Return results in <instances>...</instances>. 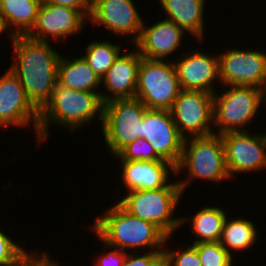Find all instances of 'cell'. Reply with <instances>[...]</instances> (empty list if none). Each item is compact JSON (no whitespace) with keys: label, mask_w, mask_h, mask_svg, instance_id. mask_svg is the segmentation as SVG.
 Listing matches in <instances>:
<instances>
[{"label":"cell","mask_w":266,"mask_h":266,"mask_svg":"<svg viewBox=\"0 0 266 266\" xmlns=\"http://www.w3.org/2000/svg\"><path fill=\"white\" fill-rule=\"evenodd\" d=\"M13 45V63L9 69L18 77L28 99L41 111L52 97L57 84L60 51L49 42L18 35Z\"/></svg>","instance_id":"1"},{"label":"cell","mask_w":266,"mask_h":266,"mask_svg":"<svg viewBox=\"0 0 266 266\" xmlns=\"http://www.w3.org/2000/svg\"><path fill=\"white\" fill-rule=\"evenodd\" d=\"M103 213L89 228L98 240L110 247L125 252L148 248L163 251L171 240L154 223L131 215L118 203L107 207Z\"/></svg>","instance_id":"2"},{"label":"cell","mask_w":266,"mask_h":266,"mask_svg":"<svg viewBox=\"0 0 266 266\" xmlns=\"http://www.w3.org/2000/svg\"><path fill=\"white\" fill-rule=\"evenodd\" d=\"M103 102L100 92L73 90L56 84L52 97L40 111L37 145L49 138V126L61 125L71 133L89 125L95 118L102 125Z\"/></svg>","instance_id":"3"},{"label":"cell","mask_w":266,"mask_h":266,"mask_svg":"<svg viewBox=\"0 0 266 266\" xmlns=\"http://www.w3.org/2000/svg\"><path fill=\"white\" fill-rule=\"evenodd\" d=\"M178 179L186 168V179L178 181L182 193L194 179L223 182L230 180L221 135L212 134L204 137H190L183 141L179 163L175 167Z\"/></svg>","instance_id":"4"},{"label":"cell","mask_w":266,"mask_h":266,"mask_svg":"<svg viewBox=\"0 0 266 266\" xmlns=\"http://www.w3.org/2000/svg\"><path fill=\"white\" fill-rule=\"evenodd\" d=\"M177 180L165 188L129 191L117 203L131 215L154 223L172 237L181 228V217L173 215L183 196Z\"/></svg>","instance_id":"5"},{"label":"cell","mask_w":266,"mask_h":266,"mask_svg":"<svg viewBox=\"0 0 266 266\" xmlns=\"http://www.w3.org/2000/svg\"><path fill=\"white\" fill-rule=\"evenodd\" d=\"M213 97L214 134L231 131H248L252 121L264 103V90L253 86H223ZM217 131V133H216Z\"/></svg>","instance_id":"6"},{"label":"cell","mask_w":266,"mask_h":266,"mask_svg":"<svg viewBox=\"0 0 266 266\" xmlns=\"http://www.w3.org/2000/svg\"><path fill=\"white\" fill-rule=\"evenodd\" d=\"M147 110L137 98L113 99L103 104L100 127L106 148L113 157L129 143L142 138L141 121Z\"/></svg>","instance_id":"7"},{"label":"cell","mask_w":266,"mask_h":266,"mask_svg":"<svg viewBox=\"0 0 266 266\" xmlns=\"http://www.w3.org/2000/svg\"><path fill=\"white\" fill-rule=\"evenodd\" d=\"M180 91L173 60L141 58L135 98L147 109L170 110Z\"/></svg>","instance_id":"8"},{"label":"cell","mask_w":266,"mask_h":266,"mask_svg":"<svg viewBox=\"0 0 266 266\" xmlns=\"http://www.w3.org/2000/svg\"><path fill=\"white\" fill-rule=\"evenodd\" d=\"M213 97V93L181 89L170 112L179 134L184 139L214 134Z\"/></svg>","instance_id":"9"},{"label":"cell","mask_w":266,"mask_h":266,"mask_svg":"<svg viewBox=\"0 0 266 266\" xmlns=\"http://www.w3.org/2000/svg\"><path fill=\"white\" fill-rule=\"evenodd\" d=\"M229 48L219 53L221 86L266 88V52L258 49Z\"/></svg>","instance_id":"10"},{"label":"cell","mask_w":266,"mask_h":266,"mask_svg":"<svg viewBox=\"0 0 266 266\" xmlns=\"http://www.w3.org/2000/svg\"><path fill=\"white\" fill-rule=\"evenodd\" d=\"M230 178L266 168V133L231 131L221 135Z\"/></svg>","instance_id":"11"},{"label":"cell","mask_w":266,"mask_h":266,"mask_svg":"<svg viewBox=\"0 0 266 266\" xmlns=\"http://www.w3.org/2000/svg\"><path fill=\"white\" fill-rule=\"evenodd\" d=\"M40 111L28 99L18 77L8 68L0 77V127H26L33 123L36 135Z\"/></svg>","instance_id":"12"},{"label":"cell","mask_w":266,"mask_h":266,"mask_svg":"<svg viewBox=\"0 0 266 266\" xmlns=\"http://www.w3.org/2000/svg\"><path fill=\"white\" fill-rule=\"evenodd\" d=\"M143 22L133 0H91L88 24L104 26L116 37L134 34L132 44L139 38Z\"/></svg>","instance_id":"13"},{"label":"cell","mask_w":266,"mask_h":266,"mask_svg":"<svg viewBox=\"0 0 266 266\" xmlns=\"http://www.w3.org/2000/svg\"><path fill=\"white\" fill-rule=\"evenodd\" d=\"M142 138L155 153L175 167L179 163L184 138L179 134L170 110L148 109L141 121Z\"/></svg>","instance_id":"14"},{"label":"cell","mask_w":266,"mask_h":266,"mask_svg":"<svg viewBox=\"0 0 266 266\" xmlns=\"http://www.w3.org/2000/svg\"><path fill=\"white\" fill-rule=\"evenodd\" d=\"M189 52L183 51L181 56H175L177 59H171L176 69L180 88L214 94L216 80L220 85L219 55L206 54L197 48L191 49Z\"/></svg>","instance_id":"15"},{"label":"cell","mask_w":266,"mask_h":266,"mask_svg":"<svg viewBox=\"0 0 266 266\" xmlns=\"http://www.w3.org/2000/svg\"><path fill=\"white\" fill-rule=\"evenodd\" d=\"M87 18L73 7L41 4L37 21L27 36L37 41H59L81 32Z\"/></svg>","instance_id":"16"},{"label":"cell","mask_w":266,"mask_h":266,"mask_svg":"<svg viewBox=\"0 0 266 266\" xmlns=\"http://www.w3.org/2000/svg\"><path fill=\"white\" fill-rule=\"evenodd\" d=\"M162 19L152 26L143 22L140 36L134 43V49L136 47L142 58L169 60L168 56L179 50L184 42L185 31L172 20Z\"/></svg>","instance_id":"17"},{"label":"cell","mask_w":266,"mask_h":266,"mask_svg":"<svg viewBox=\"0 0 266 266\" xmlns=\"http://www.w3.org/2000/svg\"><path fill=\"white\" fill-rule=\"evenodd\" d=\"M141 58L137 49L119 55L101 79L108 92H100L103 103L113 99L135 98Z\"/></svg>","instance_id":"18"},{"label":"cell","mask_w":266,"mask_h":266,"mask_svg":"<svg viewBox=\"0 0 266 266\" xmlns=\"http://www.w3.org/2000/svg\"><path fill=\"white\" fill-rule=\"evenodd\" d=\"M121 164L120 177L125 192L134 190H152L167 187L176 168L171 163L163 161H133L117 160Z\"/></svg>","instance_id":"19"},{"label":"cell","mask_w":266,"mask_h":266,"mask_svg":"<svg viewBox=\"0 0 266 266\" xmlns=\"http://www.w3.org/2000/svg\"><path fill=\"white\" fill-rule=\"evenodd\" d=\"M166 19L172 20L194 39L203 41L205 0H158Z\"/></svg>","instance_id":"20"},{"label":"cell","mask_w":266,"mask_h":266,"mask_svg":"<svg viewBox=\"0 0 266 266\" xmlns=\"http://www.w3.org/2000/svg\"><path fill=\"white\" fill-rule=\"evenodd\" d=\"M63 56L62 54L58 62L57 84L73 90L101 91V79L81 55L79 58H66V56Z\"/></svg>","instance_id":"21"},{"label":"cell","mask_w":266,"mask_h":266,"mask_svg":"<svg viewBox=\"0 0 266 266\" xmlns=\"http://www.w3.org/2000/svg\"><path fill=\"white\" fill-rule=\"evenodd\" d=\"M227 216L226 210L220 206L207 205L202 208L200 207L191 216L192 219L190 216L188 218L186 216L183 218V215L180 216V227H183L185 223L189 222V229H191L190 231H192L195 237L193 243H189L191 245L202 242H218L220 241Z\"/></svg>","instance_id":"22"},{"label":"cell","mask_w":266,"mask_h":266,"mask_svg":"<svg viewBox=\"0 0 266 266\" xmlns=\"http://www.w3.org/2000/svg\"><path fill=\"white\" fill-rule=\"evenodd\" d=\"M40 5V0H0V13L15 36L27 35L36 24Z\"/></svg>","instance_id":"23"},{"label":"cell","mask_w":266,"mask_h":266,"mask_svg":"<svg viewBox=\"0 0 266 266\" xmlns=\"http://www.w3.org/2000/svg\"><path fill=\"white\" fill-rule=\"evenodd\" d=\"M256 224L250 219L238 216L235 219L226 218L220 238L221 246L232 256L234 252L247 251L258 239Z\"/></svg>","instance_id":"24"},{"label":"cell","mask_w":266,"mask_h":266,"mask_svg":"<svg viewBox=\"0 0 266 266\" xmlns=\"http://www.w3.org/2000/svg\"><path fill=\"white\" fill-rule=\"evenodd\" d=\"M85 48L86 52L81 56L100 79L122 52L120 44L108 40H93Z\"/></svg>","instance_id":"25"},{"label":"cell","mask_w":266,"mask_h":266,"mask_svg":"<svg viewBox=\"0 0 266 266\" xmlns=\"http://www.w3.org/2000/svg\"><path fill=\"white\" fill-rule=\"evenodd\" d=\"M198 251L202 266H234V256L225 250L220 242L192 244Z\"/></svg>","instance_id":"26"},{"label":"cell","mask_w":266,"mask_h":266,"mask_svg":"<svg viewBox=\"0 0 266 266\" xmlns=\"http://www.w3.org/2000/svg\"><path fill=\"white\" fill-rule=\"evenodd\" d=\"M113 158L133 161H163L155 153L149 142L143 138H138L129 143Z\"/></svg>","instance_id":"27"},{"label":"cell","mask_w":266,"mask_h":266,"mask_svg":"<svg viewBox=\"0 0 266 266\" xmlns=\"http://www.w3.org/2000/svg\"><path fill=\"white\" fill-rule=\"evenodd\" d=\"M170 250V251H169ZM164 266H202L197 249L189 244L184 248H164Z\"/></svg>","instance_id":"28"},{"label":"cell","mask_w":266,"mask_h":266,"mask_svg":"<svg viewBox=\"0 0 266 266\" xmlns=\"http://www.w3.org/2000/svg\"><path fill=\"white\" fill-rule=\"evenodd\" d=\"M33 252H28L24 247L11 266H60V262L51 259L47 251Z\"/></svg>","instance_id":"29"},{"label":"cell","mask_w":266,"mask_h":266,"mask_svg":"<svg viewBox=\"0 0 266 266\" xmlns=\"http://www.w3.org/2000/svg\"><path fill=\"white\" fill-rule=\"evenodd\" d=\"M127 252L123 266H164L163 251ZM142 253V255H141Z\"/></svg>","instance_id":"30"},{"label":"cell","mask_w":266,"mask_h":266,"mask_svg":"<svg viewBox=\"0 0 266 266\" xmlns=\"http://www.w3.org/2000/svg\"><path fill=\"white\" fill-rule=\"evenodd\" d=\"M2 230L4 231V228L0 227V266H11L24 248L22 242L17 244L7 232L5 234Z\"/></svg>","instance_id":"31"},{"label":"cell","mask_w":266,"mask_h":266,"mask_svg":"<svg viewBox=\"0 0 266 266\" xmlns=\"http://www.w3.org/2000/svg\"><path fill=\"white\" fill-rule=\"evenodd\" d=\"M103 245H105L109 251L100 253L101 255L98 254V256H96L97 259H95L96 262H94L95 265L93 266H123L127 252L121 251L118 248L110 247L105 243Z\"/></svg>","instance_id":"32"},{"label":"cell","mask_w":266,"mask_h":266,"mask_svg":"<svg viewBox=\"0 0 266 266\" xmlns=\"http://www.w3.org/2000/svg\"><path fill=\"white\" fill-rule=\"evenodd\" d=\"M45 5H63L78 9L88 20L91 12V0H40Z\"/></svg>","instance_id":"33"},{"label":"cell","mask_w":266,"mask_h":266,"mask_svg":"<svg viewBox=\"0 0 266 266\" xmlns=\"http://www.w3.org/2000/svg\"><path fill=\"white\" fill-rule=\"evenodd\" d=\"M9 32L8 33V38L10 39V41L12 42L14 40L15 35L11 32V30L8 28L7 23L3 17V15L0 13V36L5 33V32Z\"/></svg>","instance_id":"34"},{"label":"cell","mask_w":266,"mask_h":266,"mask_svg":"<svg viewBox=\"0 0 266 266\" xmlns=\"http://www.w3.org/2000/svg\"><path fill=\"white\" fill-rule=\"evenodd\" d=\"M264 104L266 105V90H264Z\"/></svg>","instance_id":"35"}]
</instances>
